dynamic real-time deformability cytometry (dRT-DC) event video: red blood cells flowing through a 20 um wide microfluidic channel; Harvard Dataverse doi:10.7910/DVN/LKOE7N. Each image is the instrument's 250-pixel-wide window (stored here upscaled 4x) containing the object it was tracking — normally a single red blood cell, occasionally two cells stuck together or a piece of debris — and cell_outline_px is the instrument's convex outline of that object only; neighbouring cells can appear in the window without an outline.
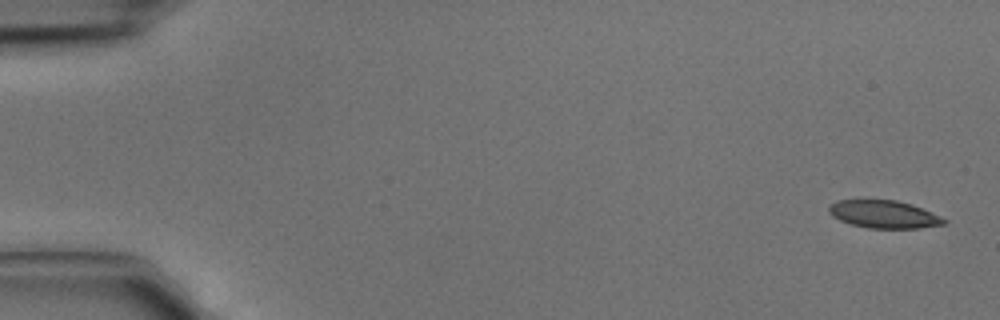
{"species": "common noctule bat (a hibernating species)", "species_latin": "Nyctalus noctula", "temperature_condition": "cold", "stored_images_in_passage": 6, "segment_of_instrument_passage": [2, 2], "camera_frame_rate_fps": 3000, "um_per_image_px": 0.085, "animal": {"sex": "male", "body_mass_g": 15.6}, "frame": {"image": 1, "passage_image": 6, "time_ms": 1.667, "image_size_px": [1000, 320], "cell_outline_px": [[948, 220], [944, 224], [920, 228], [868, 228], [852, 224], [840, 220], [832, 216], [828, 212], [828, 204], [836, 200], [896, 200], [912, 204], [932, 212]], "centroid_in_image_um": [75.12, 18.21], "position_along_channel_um": 9.9, "area_um2": 18.67}}